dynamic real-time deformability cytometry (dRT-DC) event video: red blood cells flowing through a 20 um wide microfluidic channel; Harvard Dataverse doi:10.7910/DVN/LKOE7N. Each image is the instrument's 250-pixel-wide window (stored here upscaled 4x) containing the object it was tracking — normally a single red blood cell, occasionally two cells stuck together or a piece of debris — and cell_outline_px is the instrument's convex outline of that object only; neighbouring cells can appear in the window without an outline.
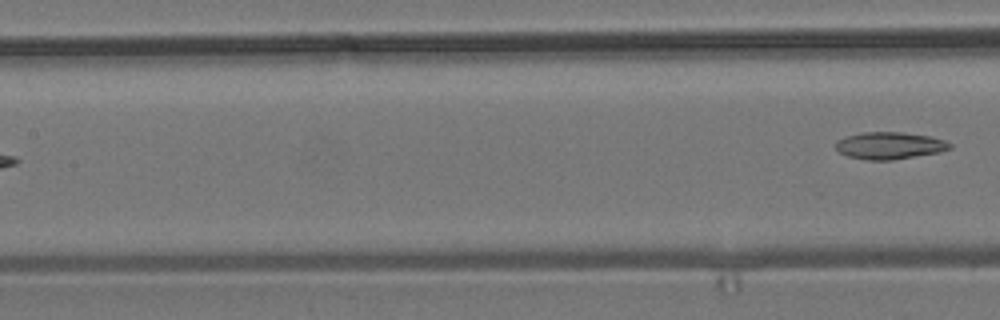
{"species": "common noctule bat (a hibernating species)", "species_latin": "Nyctalus noctula", "temperature_condition": "room temperature", "stored_images_in_passage": 4, "segment_of_instrument_passage": [2, 2], "camera_frame_rate_fps": 3000, "um_per_image_px": 0.085, "animal": {"sex": "male", "body_mass_g": 19.2, "forearm_length_mm": 51.8}, "frame": {"image": 1, "passage_image": 4, "time_ms": 3.667, "image_size_px": [1000, 320], "cell_outline_px": [[952, 148], [940, 152], [892, 160], [868, 160], [848, 156], [840, 152], [836, 148], [836, 140], [848, 136], [864, 132], [904, 132], [932, 136], [944, 140], [952, 144]], "centroid_in_image_um": [75.65, 12.37], "position_along_channel_um": 131.7, "area_um2": 18.03}}